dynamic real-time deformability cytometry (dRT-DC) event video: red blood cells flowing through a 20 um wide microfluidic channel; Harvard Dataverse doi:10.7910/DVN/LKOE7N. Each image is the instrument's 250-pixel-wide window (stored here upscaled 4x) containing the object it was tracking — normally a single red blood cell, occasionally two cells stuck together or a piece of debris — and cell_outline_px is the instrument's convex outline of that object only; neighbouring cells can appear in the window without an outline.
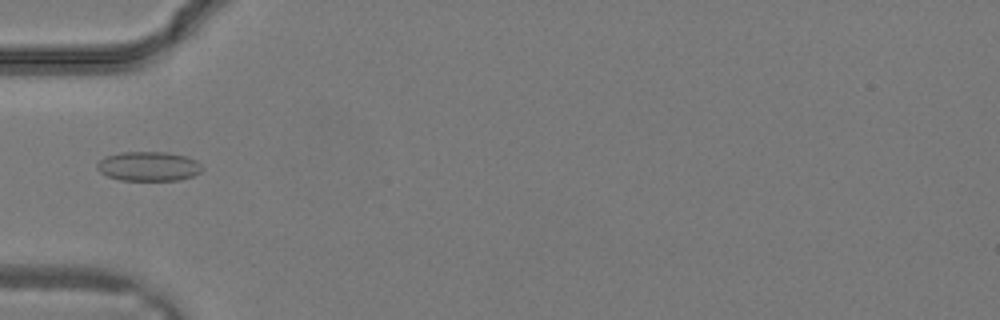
{"species": "common noctule bat (a hibernating species)", "species_latin": "Nyctalus noctula", "temperature_condition": "warm", "stored_images_in_passage": 25, "camera_frame_rate_fps": 3000, "um_per_image_px": 0.085, "animal": {"sex": "male", "body_mass_g": 19.2, "forearm_length_mm": 51.8}, "frame": {"image": 1, "passage_image": 4, "time_ms": 1.0, "image_size_px": [1000, 320], "cell_outline_px": [[204, 168], [200, 172], [192, 176], [180, 180], [120, 180], [108, 176], [100, 172], [96, 168], [96, 164], [104, 156], [120, 152], [164, 152], [184, 156], [196, 160]], "centroid_in_image_um": [12.6, 14.13], "position_along_channel_um": 72.4, "area_um2": 18.03}}
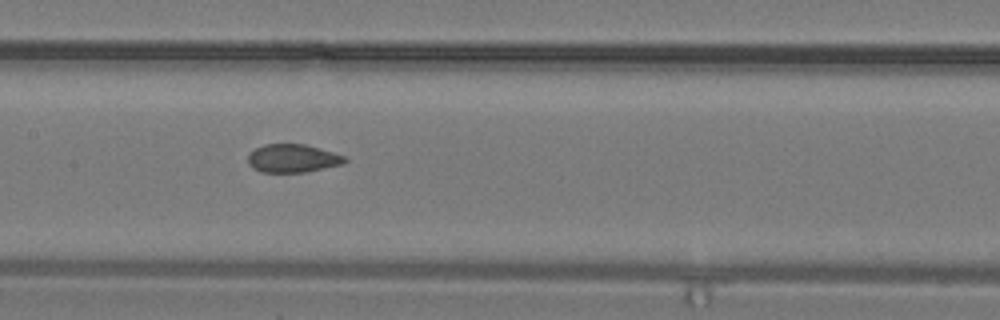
{"frame": {"image": 2, "passage_image": 9, "time_ms": 2.667, "image_size_px": [1000, 320], "cell_outline_px": [[348, 160], [344, 164], [304, 172], [260, 172], [252, 168], [248, 164], [248, 152], [264, 144], [304, 144], [332, 152], [344, 156]], "centroid_in_image_um": [24.84, 13.46], "position_along_channel_um": 182.6, "area_um2": 15.95}}
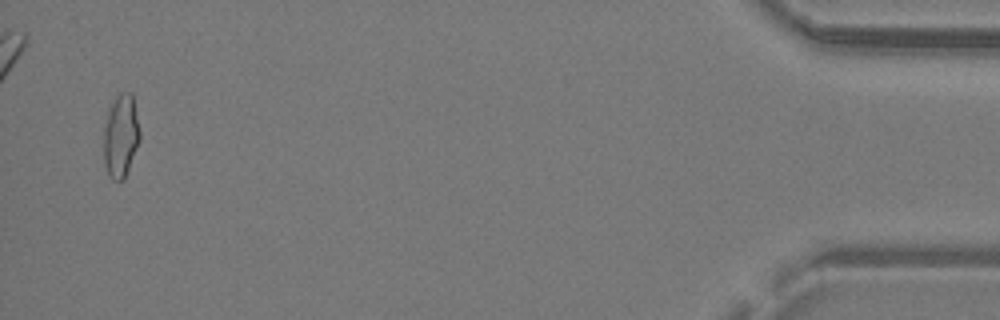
{"frame": {"image": 3, "passage_image": 24, "time_ms": 7.667, "image_size_px": [1000, 320], "cell_outline_px": [[140, 140], [124, 180], [112, 180], [108, 176], [104, 164], [104, 128], [108, 112], [116, 96], [120, 92], [132, 92], [140, 132]], "centroid_in_image_um": [10.27, 11.58], "position_along_channel_um": 424.9, "area_um2": 17.51}}